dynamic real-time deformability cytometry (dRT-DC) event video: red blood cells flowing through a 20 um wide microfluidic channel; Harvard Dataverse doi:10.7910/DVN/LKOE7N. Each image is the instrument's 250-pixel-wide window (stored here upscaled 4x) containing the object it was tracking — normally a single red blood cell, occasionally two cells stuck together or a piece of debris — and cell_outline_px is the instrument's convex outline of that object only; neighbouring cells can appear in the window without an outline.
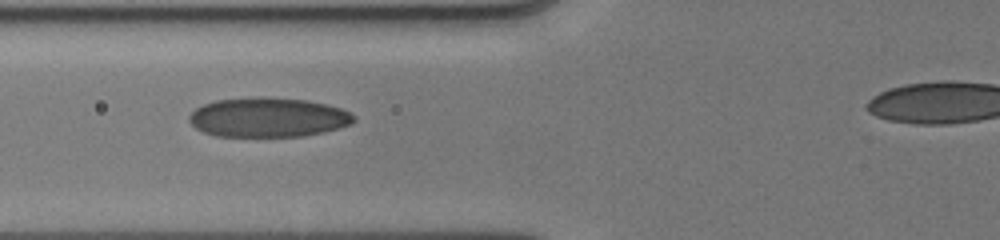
{"species": "human", "species_latin": "Homo sapiens", "temperature_condition": "cold", "stored_images_in_passage": 7, "camera_frame_rate_fps": 3000, "um_per_image_px": 0.085, "donor": {"sex": "male"}, "frame": {"image": 1, "passage_image": 3, "time_ms": 1.667, "image_size_px": [1000, 240], "cell_outline_px": [[356, 120], [352, 124], [340, 128], [324, 132], [300, 136], [216, 136], [204, 132], [196, 128], [188, 120], [188, 116], [196, 108], [204, 104], [216, 100], [256, 96], [264, 96], [304, 100], [324, 104], [340, 108], [356, 116]], "centroid_in_image_um": [22.78, 9.97], "position_along_channel_um": 103.0, "area_um2": 37.97}}
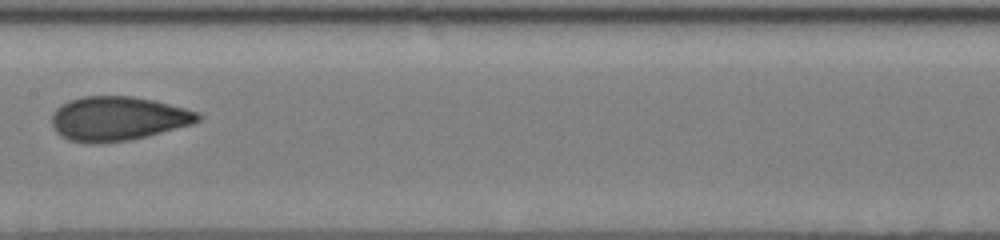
{"frame": {"image": 2, "passage_image": 6, "time_ms": 4.0, "image_size_px": [1000, 240], "cell_outline_px": [[200, 120], [192, 124], [148, 136], [132, 140], [88, 144], [68, 140], [60, 136], [52, 128], [52, 112], [60, 104], [68, 100], [84, 96], [132, 96], [152, 100], [200, 112]], "centroid_in_image_um": [9.97, 10.09], "position_along_channel_um": 197.4, "area_um2": 37.92}}
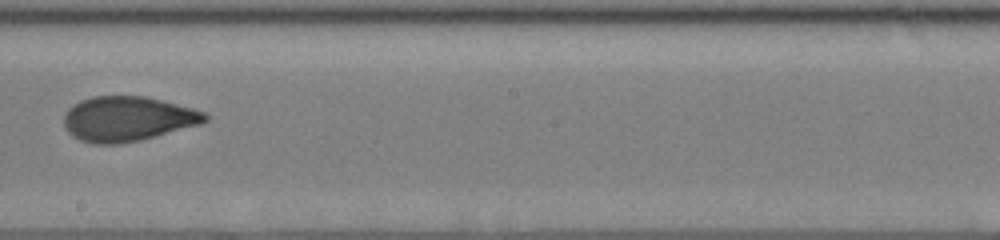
{"frame": {"image": 3, "passage_image": 7, "time_ms": 5.0, "image_size_px": [1000, 240], "cell_outline_px": [[208, 120], [200, 124], [140, 140], [116, 144], [92, 144], [80, 140], [72, 136], [64, 128], [64, 116], [68, 108], [72, 104], [80, 100], [92, 96], [144, 96], [192, 108], [204, 112], [208, 116]], "centroid_in_image_um": [10.79, 10.1], "position_along_channel_um": 237.4, "area_um2": 36.82}}